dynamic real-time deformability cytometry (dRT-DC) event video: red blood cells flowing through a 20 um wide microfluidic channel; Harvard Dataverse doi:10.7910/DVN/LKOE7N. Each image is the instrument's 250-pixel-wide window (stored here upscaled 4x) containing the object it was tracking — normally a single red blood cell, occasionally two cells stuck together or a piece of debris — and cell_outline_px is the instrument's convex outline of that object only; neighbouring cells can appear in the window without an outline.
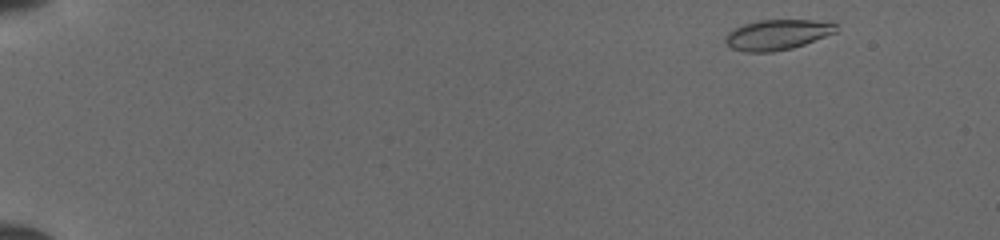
{"species": "common noctule bat (a hibernating species)", "species_latin": "Nyctalus noctula", "temperature_condition": "cold", "stored_images_in_passage": 46, "camera_frame_rate_fps": 3000, "um_per_image_px": 0.085, "animal": {"sex": "female", "body_mass_g": 19.5, "forearm_length_mm": 54.1}, "frame": {"image": 1, "passage_image": 1, "time_ms": 0.0, "image_size_px": [1000, 240], "cell_outline_px": [[836, 32], [804, 44], [792, 48], [772, 52], [744, 52], [732, 48], [724, 40], [724, 36], [728, 32], [744, 24], [760, 20], [812, 20], [836, 24]], "centroid_in_image_um": [66.03, 2.96], "position_along_channel_um": 19.0, "area_um2": 19.31}}
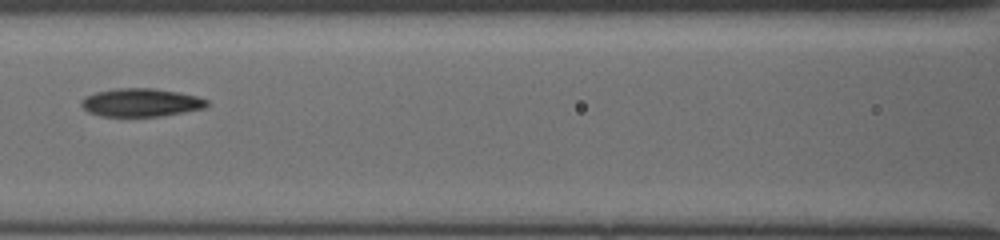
{"frame": {"image": 2, "passage_image": 21, "time_ms": 6.667, "image_size_px": [1000, 240], "cell_outline_px": [[208, 108], [164, 116], [100, 116], [88, 112], [80, 104], [80, 100], [96, 92], [116, 88], [152, 88], [180, 92], [196, 96], [208, 100]], "centroid_in_image_um": [12.02, 8.72], "position_along_channel_um": 154.6, "area_um2": 20.81}}
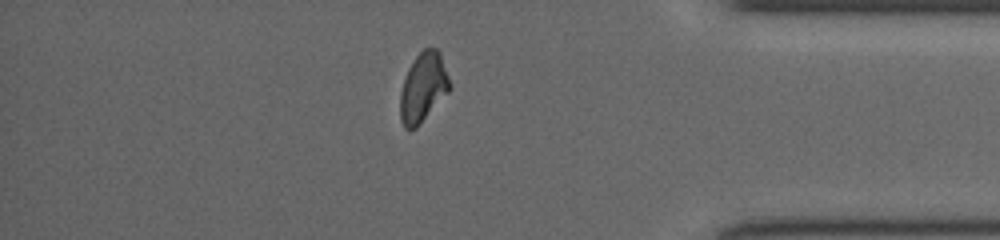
{"frame": {"image": 3, "passage_image": 40, "time_ms": 13.0, "image_size_px": [1000, 240], "cell_outline_px": [[452, 88], [416, 128], [404, 128], [400, 120], [400, 92], [408, 68], [416, 56], [424, 48], [436, 48], [440, 52]], "centroid_in_image_um": [35.97, 7.43], "position_along_channel_um": 399.2, "area_um2": 19.88}}